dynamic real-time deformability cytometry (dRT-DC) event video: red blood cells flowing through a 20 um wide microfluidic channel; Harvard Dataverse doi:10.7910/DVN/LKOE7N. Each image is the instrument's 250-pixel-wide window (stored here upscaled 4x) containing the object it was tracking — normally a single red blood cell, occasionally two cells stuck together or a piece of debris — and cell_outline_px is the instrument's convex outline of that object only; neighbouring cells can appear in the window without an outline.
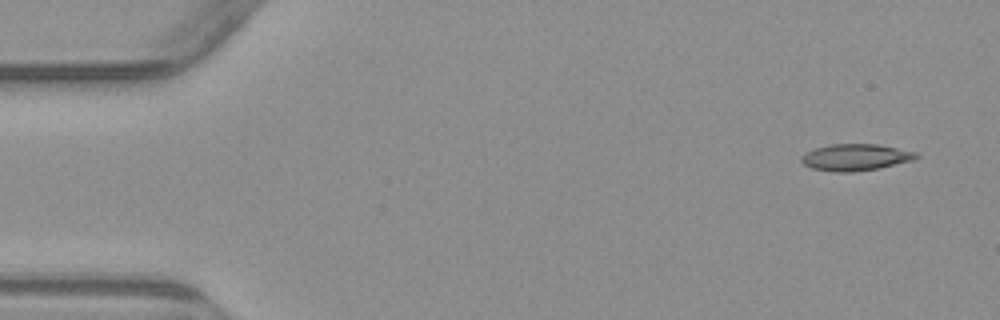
{"species": "common noctule bat (a hibernating species)", "species_latin": "Nyctalus noctula", "temperature_condition": "warm", "stored_images_in_passage": 4, "camera_frame_rate_fps": 3000, "um_per_image_px": 0.085, "animal": {"sex": "male", "body_mass_g": 23.1, "forearm_length_mm": 52.7}, "frame": {"image": 1, "passage_image": 1, "time_ms": 0.0, "image_size_px": [1000, 320], "cell_outline_px": [[920, 156], [912, 160], [880, 168], [852, 172], [832, 172], [812, 168], [804, 164], [800, 160], [800, 156], [804, 152], [828, 144], [876, 144], [916, 152]], "centroid_in_image_um": [72.67, 13.37], "position_along_channel_um": 12.3, "area_um2": 17.86}}
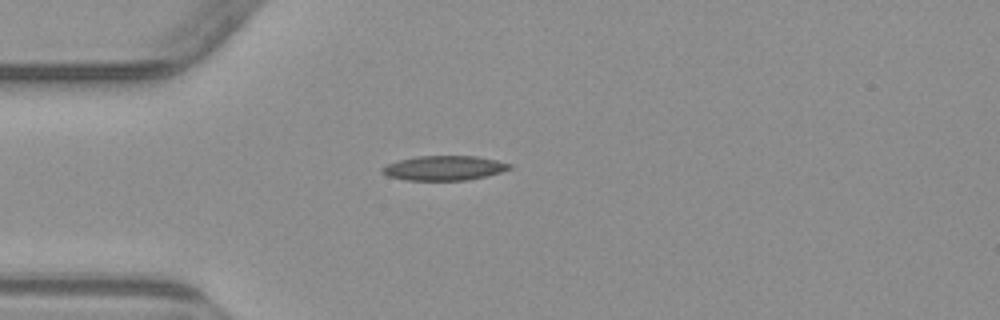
{"frame": {"image": 2, "passage_image": 4, "time_ms": 3.667, "image_size_px": [1000, 320], "cell_outline_px": [[512, 168], [500, 172], [484, 176], [464, 180], [408, 180], [388, 176], [380, 172], [380, 168], [396, 160], [416, 156], [476, 156], [496, 160], [512, 164]], "centroid_in_image_um": [37.71, 14.27], "position_along_channel_um": 47.3, "area_um2": 18.21}}